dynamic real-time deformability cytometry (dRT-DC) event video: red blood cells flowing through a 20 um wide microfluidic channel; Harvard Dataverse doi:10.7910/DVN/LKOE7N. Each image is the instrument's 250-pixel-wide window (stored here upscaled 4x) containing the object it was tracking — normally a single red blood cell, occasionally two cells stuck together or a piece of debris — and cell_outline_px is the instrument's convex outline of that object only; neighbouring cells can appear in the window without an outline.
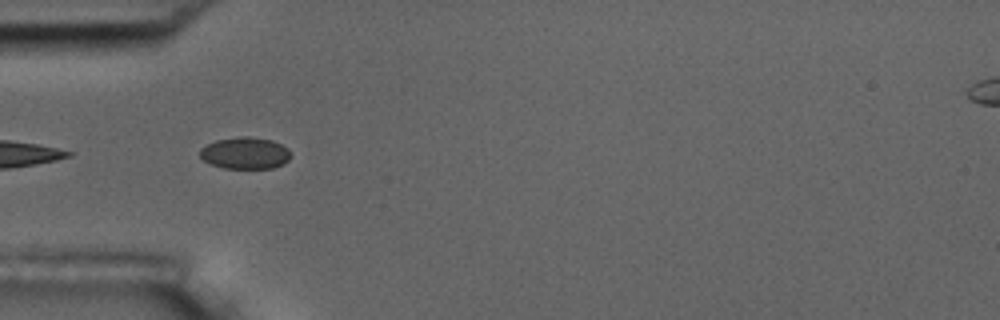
{"species": "common noctule bat (a hibernating species)", "species_latin": "Nyctalus noctula", "temperature_condition": "room temperature", "stored_images_in_passage": 10, "camera_frame_rate_fps": 3000, "um_per_image_px": 0.085, "animal": {"sex": "male", "body_mass_g": 17.5, "forearm_length_mm": 52.3}, "frame": {"image": 1, "passage_image": 2, "time_ms": 0.333, "image_size_px": [1000, 320], "cell_outline_px": [[288, 160], [284, 164], [272, 168], [224, 168], [212, 164], [204, 160], [200, 156], [200, 148], [216, 140], [240, 136], [248, 136], [272, 140], [288, 148]], "centroid_in_image_um": [20.82, 13.01], "position_along_channel_um": 64.2, "area_um2": 16.65}}